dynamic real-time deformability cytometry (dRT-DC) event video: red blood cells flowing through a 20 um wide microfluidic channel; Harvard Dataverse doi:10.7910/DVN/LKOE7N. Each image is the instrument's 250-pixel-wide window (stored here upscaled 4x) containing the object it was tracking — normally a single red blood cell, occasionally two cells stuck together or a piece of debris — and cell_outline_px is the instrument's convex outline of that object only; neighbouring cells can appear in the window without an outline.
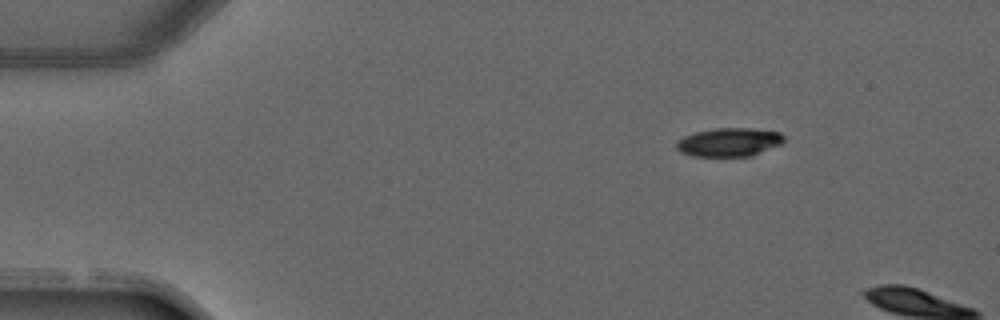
{"species": "common noctule bat (a hibernating species)", "species_latin": "Nyctalus noctula", "temperature_condition": "warm", "stored_images_in_passage": 2, "camera_frame_rate_fps": 3000, "um_per_image_px": 0.085, "animal": {"sex": "male", "forearm_length_mm": 52.5}, "frame": {"image": 1, "passage_image": 1, "time_ms": 0.0, "image_size_px": [1000, 320], "cell_outline_px": [[784, 140], [780, 144], [752, 156], [692, 156], [680, 152], [676, 148], [676, 140], [684, 136], [696, 132], [716, 128], [748, 128], [780, 132], [784, 136]], "centroid_in_image_um": [61.94, 12.09], "position_along_channel_um": 23.1, "area_um2": 17.86}}